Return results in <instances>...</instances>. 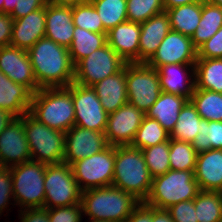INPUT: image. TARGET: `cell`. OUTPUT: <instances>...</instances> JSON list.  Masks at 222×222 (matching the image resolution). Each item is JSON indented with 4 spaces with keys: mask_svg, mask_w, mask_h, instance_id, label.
Here are the masks:
<instances>
[{
    "mask_svg": "<svg viewBox=\"0 0 222 222\" xmlns=\"http://www.w3.org/2000/svg\"><path fill=\"white\" fill-rule=\"evenodd\" d=\"M145 114L127 103L108 114L105 137L108 145H131Z\"/></svg>",
    "mask_w": 222,
    "mask_h": 222,
    "instance_id": "5bb4252c",
    "label": "cell"
},
{
    "mask_svg": "<svg viewBox=\"0 0 222 222\" xmlns=\"http://www.w3.org/2000/svg\"><path fill=\"white\" fill-rule=\"evenodd\" d=\"M16 0H4L3 13L11 14L15 9Z\"/></svg>",
    "mask_w": 222,
    "mask_h": 222,
    "instance_id": "f5cc1de1",
    "label": "cell"
},
{
    "mask_svg": "<svg viewBox=\"0 0 222 222\" xmlns=\"http://www.w3.org/2000/svg\"><path fill=\"white\" fill-rule=\"evenodd\" d=\"M96 9L108 32L120 23L127 21V0H89Z\"/></svg>",
    "mask_w": 222,
    "mask_h": 222,
    "instance_id": "e575fe53",
    "label": "cell"
},
{
    "mask_svg": "<svg viewBox=\"0 0 222 222\" xmlns=\"http://www.w3.org/2000/svg\"><path fill=\"white\" fill-rule=\"evenodd\" d=\"M197 58H222V27L197 48Z\"/></svg>",
    "mask_w": 222,
    "mask_h": 222,
    "instance_id": "7bdbcfd3",
    "label": "cell"
},
{
    "mask_svg": "<svg viewBox=\"0 0 222 222\" xmlns=\"http://www.w3.org/2000/svg\"><path fill=\"white\" fill-rule=\"evenodd\" d=\"M44 189L43 208L64 207L81 202L82 190L74 178L71 165L67 163L46 164Z\"/></svg>",
    "mask_w": 222,
    "mask_h": 222,
    "instance_id": "ba28073f",
    "label": "cell"
},
{
    "mask_svg": "<svg viewBox=\"0 0 222 222\" xmlns=\"http://www.w3.org/2000/svg\"><path fill=\"white\" fill-rule=\"evenodd\" d=\"M30 160L23 116L15 117L0 134V166L11 167Z\"/></svg>",
    "mask_w": 222,
    "mask_h": 222,
    "instance_id": "2e32d148",
    "label": "cell"
},
{
    "mask_svg": "<svg viewBox=\"0 0 222 222\" xmlns=\"http://www.w3.org/2000/svg\"><path fill=\"white\" fill-rule=\"evenodd\" d=\"M48 0H16L15 9L10 14L13 19L27 16L30 12L43 8Z\"/></svg>",
    "mask_w": 222,
    "mask_h": 222,
    "instance_id": "f6af8a7d",
    "label": "cell"
},
{
    "mask_svg": "<svg viewBox=\"0 0 222 222\" xmlns=\"http://www.w3.org/2000/svg\"><path fill=\"white\" fill-rule=\"evenodd\" d=\"M194 171L170 169L165 174L154 177L145 203L158 209H168L181 201L193 200L200 191Z\"/></svg>",
    "mask_w": 222,
    "mask_h": 222,
    "instance_id": "5b68a950",
    "label": "cell"
},
{
    "mask_svg": "<svg viewBox=\"0 0 222 222\" xmlns=\"http://www.w3.org/2000/svg\"><path fill=\"white\" fill-rule=\"evenodd\" d=\"M72 15L76 27L96 33H107L100 16L90 1L72 4Z\"/></svg>",
    "mask_w": 222,
    "mask_h": 222,
    "instance_id": "f35d334b",
    "label": "cell"
},
{
    "mask_svg": "<svg viewBox=\"0 0 222 222\" xmlns=\"http://www.w3.org/2000/svg\"><path fill=\"white\" fill-rule=\"evenodd\" d=\"M169 139L170 134L162 127V125L157 120L145 115L131 146L144 149L161 144Z\"/></svg>",
    "mask_w": 222,
    "mask_h": 222,
    "instance_id": "836d02e7",
    "label": "cell"
},
{
    "mask_svg": "<svg viewBox=\"0 0 222 222\" xmlns=\"http://www.w3.org/2000/svg\"><path fill=\"white\" fill-rule=\"evenodd\" d=\"M45 6L27 16L14 19L10 45L28 51L40 38L45 37Z\"/></svg>",
    "mask_w": 222,
    "mask_h": 222,
    "instance_id": "44dd1931",
    "label": "cell"
},
{
    "mask_svg": "<svg viewBox=\"0 0 222 222\" xmlns=\"http://www.w3.org/2000/svg\"><path fill=\"white\" fill-rule=\"evenodd\" d=\"M194 175L201 191L222 192V150L198 153Z\"/></svg>",
    "mask_w": 222,
    "mask_h": 222,
    "instance_id": "603a6c76",
    "label": "cell"
},
{
    "mask_svg": "<svg viewBox=\"0 0 222 222\" xmlns=\"http://www.w3.org/2000/svg\"><path fill=\"white\" fill-rule=\"evenodd\" d=\"M191 102L198 114L207 121H222V93L194 89Z\"/></svg>",
    "mask_w": 222,
    "mask_h": 222,
    "instance_id": "1f68e13d",
    "label": "cell"
},
{
    "mask_svg": "<svg viewBox=\"0 0 222 222\" xmlns=\"http://www.w3.org/2000/svg\"><path fill=\"white\" fill-rule=\"evenodd\" d=\"M29 113L49 128L67 132L75 125L72 83L68 87L37 90L32 94Z\"/></svg>",
    "mask_w": 222,
    "mask_h": 222,
    "instance_id": "7a4b0ae2",
    "label": "cell"
},
{
    "mask_svg": "<svg viewBox=\"0 0 222 222\" xmlns=\"http://www.w3.org/2000/svg\"><path fill=\"white\" fill-rule=\"evenodd\" d=\"M139 63H147L157 51L161 41L171 30L166 11L150 17L140 24Z\"/></svg>",
    "mask_w": 222,
    "mask_h": 222,
    "instance_id": "7402d4cb",
    "label": "cell"
},
{
    "mask_svg": "<svg viewBox=\"0 0 222 222\" xmlns=\"http://www.w3.org/2000/svg\"><path fill=\"white\" fill-rule=\"evenodd\" d=\"M31 99L32 93L25 86L13 82L0 70V109L21 117L29 112Z\"/></svg>",
    "mask_w": 222,
    "mask_h": 222,
    "instance_id": "d4e9b609",
    "label": "cell"
},
{
    "mask_svg": "<svg viewBox=\"0 0 222 222\" xmlns=\"http://www.w3.org/2000/svg\"><path fill=\"white\" fill-rule=\"evenodd\" d=\"M152 222H174L167 209L152 207Z\"/></svg>",
    "mask_w": 222,
    "mask_h": 222,
    "instance_id": "681fc988",
    "label": "cell"
},
{
    "mask_svg": "<svg viewBox=\"0 0 222 222\" xmlns=\"http://www.w3.org/2000/svg\"><path fill=\"white\" fill-rule=\"evenodd\" d=\"M75 125L81 128L105 132L108 113L92 87L72 83Z\"/></svg>",
    "mask_w": 222,
    "mask_h": 222,
    "instance_id": "7c38bea8",
    "label": "cell"
},
{
    "mask_svg": "<svg viewBox=\"0 0 222 222\" xmlns=\"http://www.w3.org/2000/svg\"><path fill=\"white\" fill-rule=\"evenodd\" d=\"M141 150L146 166L153 178L163 175L171 169L169 161L170 139Z\"/></svg>",
    "mask_w": 222,
    "mask_h": 222,
    "instance_id": "74e56055",
    "label": "cell"
},
{
    "mask_svg": "<svg viewBox=\"0 0 222 222\" xmlns=\"http://www.w3.org/2000/svg\"><path fill=\"white\" fill-rule=\"evenodd\" d=\"M198 153L191 142L170 139L169 161L171 170H195Z\"/></svg>",
    "mask_w": 222,
    "mask_h": 222,
    "instance_id": "8d00e7d4",
    "label": "cell"
},
{
    "mask_svg": "<svg viewBox=\"0 0 222 222\" xmlns=\"http://www.w3.org/2000/svg\"><path fill=\"white\" fill-rule=\"evenodd\" d=\"M157 73L161 92L191 99L195 89V64H166L160 66Z\"/></svg>",
    "mask_w": 222,
    "mask_h": 222,
    "instance_id": "d6986e66",
    "label": "cell"
},
{
    "mask_svg": "<svg viewBox=\"0 0 222 222\" xmlns=\"http://www.w3.org/2000/svg\"><path fill=\"white\" fill-rule=\"evenodd\" d=\"M0 70L13 82L25 86L32 94L40 89L25 49L12 45L0 48Z\"/></svg>",
    "mask_w": 222,
    "mask_h": 222,
    "instance_id": "e0dca14e",
    "label": "cell"
},
{
    "mask_svg": "<svg viewBox=\"0 0 222 222\" xmlns=\"http://www.w3.org/2000/svg\"><path fill=\"white\" fill-rule=\"evenodd\" d=\"M174 222H198L195 213L194 199L181 201L167 209Z\"/></svg>",
    "mask_w": 222,
    "mask_h": 222,
    "instance_id": "b9f144b4",
    "label": "cell"
},
{
    "mask_svg": "<svg viewBox=\"0 0 222 222\" xmlns=\"http://www.w3.org/2000/svg\"><path fill=\"white\" fill-rule=\"evenodd\" d=\"M92 88L108 114L127 104L126 65L116 74L110 75L93 85Z\"/></svg>",
    "mask_w": 222,
    "mask_h": 222,
    "instance_id": "cb8c5ba5",
    "label": "cell"
},
{
    "mask_svg": "<svg viewBox=\"0 0 222 222\" xmlns=\"http://www.w3.org/2000/svg\"><path fill=\"white\" fill-rule=\"evenodd\" d=\"M15 118L6 110L0 109V134L8 126V124Z\"/></svg>",
    "mask_w": 222,
    "mask_h": 222,
    "instance_id": "816d5d0a",
    "label": "cell"
},
{
    "mask_svg": "<svg viewBox=\"0 0 222 222\" xmlns=\"http://www.w3.org/2000/svg\"><path fill=\"white\" fill-rule=\"evenodd\" d=\"M125 222H152V206L140 202Z\"/></svg>",
    "mask_w": 222,
    "mask_h": 222,
    "instance_id": "c3c4849f",
    "label": "cell"
},
{
    "mask_svg": "<svg viewBox=\"0 0 222 222\" xmlns=\"http://www.w3.org/2000/svg\"><path fill=\"white\" fill-rule=\"evenodd\" d=\"M4 0H0V13H3Z\"/></svg>",
    "mask_w": 222,
    "mask_h": 222,
    "instance_id": "9f6ffc18",
    "label": "cell"
},
{
    "mask_svg": "<svg viewBox=\"0 0 222 222\" xmlns=\"http://www.w3.org/2000/svg\"><path fill=\"white\" fill-rule=\"evenodd\" d=\"M127 63L106 43L75 65L74 82L92 87L122 70Z\"/></svg>",
    "mask_w": 222,
    "mask_h": 222,
    "instance_id": "8fae6325",
    "label": "cell"
},
{
    "mask_svg": "<svg viewBox=\"0 0 222 222\" xmlns=\"http://www.w3.org/2000/svg\"><path fill=\"white\" fill-rule=\"evenodd\" d=\"M90 222H110V221H104V220H93V219H89Z\"/></svg>",
    "mask_w": 222,
    "mask_h": 222,
    "instance_id": "6f0895ef",
    "label": "cell"
},
{
    "mask_svg": "<svg viewBox=\"0 0 222 222\" xmlns=\"http://www.w3.org/2000/svg\"><path fill=\"white\" fill-rule=\"evenodd\" d=\"M13 21L10 14L0 13V48L10 45Z\"/></svg>",
    "mask_w": 222,
    "mask_h": 222,
    "instance_id": "bcb514c9",
    "label": "cell"
},
{
    "mask_svg": "<svg viewBox=\"0 0 222 222\" xmlns=\"http://www.w3.org/2000/svg\"><path fill=\"white\" fill-rule=\"evenodd\" d=\"M28 54L40 88L68 87L74 82L75 65L68 48L43 37Z\"/></svg>",
    "mask_w": 222,
    "mask_h": 222,
    "instance_id": "6da1fadb",
    "label": "cell"
},
{
    "mask_svg": "<svg viewBox=\"0 0 222 222\" xmlns=\"http://www.w3.org/2000/svg\"><path fill=\"white\" fill-rule=\"evenodd\" d=\"M80 203L88 219L125 222L140 201L128 192L108 186L82 191Z\"/></svg>",
    "mask_w": 222,
    "mask_h": 222,
    "instance_id": "277c9868",
    "label": "cell"
},
{
    "mask_svg": "<svg viewBox=\"0 0 222 222\" xmlns=\"http://www.w3.org/2000/svg\"><path fill=\"white\" fill-rule=\"evenodd\" d=\"M196 60L197 48L191 37L170 30L147 64L158 69L166 64H195Z\"/></svg>",
    "mask_w": 222,
    "mask_h": 222,
    "instance_id": "4fadbf2b",
    "label": "cell"
},
{
    "mask_svg": "<svg viewBox=\"0 0 222 222\" xmlns=\"http://www.w3.org/2000/svg\"><path fill=\"white\" fill-rule=\"evenodd\" d=\"M115 164V146L108 145L99 153L75 161L71 167L79 188L112 186Z\"/></svg>",
    "mask_w": 222,
    "mask_h": 222,
    "instance_id": "30bf717a",
    "label": "cell"
},
{
    "mask_svg": "<svg viewBox=\"0 0 222 222\" xmlns=\"http://www.w3.org/2000/svg\"><path fill=\"white\" fill-rule=\"evenodd\" d=\"M191 143L197 153L211 149L222 150V121L201 119L200 130Z\"/></svg>",
    "mask_w": 222,
    "mask_h": 222,
    "instance_id": "d590c367",
    "label": "cell"
},
{
    "mask_svg": "<svg viewBox=\"0 0 222 222\" xmlns=\"http://www.w3.org/2000/svg\"><path fill=\"white\" fill-rule=\"evenodd\" d=\"M201 116L195 105L188 100L181 109L175 128L170 134V139L193 142L200 130Z\"/></svg>",
    "mask_w": 222,
    "mask_h": 222,
    "instance_id": "4dcf8cb0",
    "label": "cell"
},
{
    "mask_svg": "<svg viewBox=\"0 0 222 222\" xmlns=\"http://www.w3.org/2000/svg\"><path fill=\"white\" fill-rule=\"evenodd\" d=\"M45 37L55 43L69 48L73 41L72 4H56L48 2L45 6Z\"/></svg>",
    "mask_w": 222,
    "mask_h": 222,
    "instance_id": "ac0fdd59",
    "label": "cell"
},
{
    "mask_svg": "<svg viewBox=\"0 0 222 222\" xmlns=\"http://www.w3.org/2000/svg\"><path fill=\"white\" fill-rule=\"evenodd\" d=\"M222 27V7L202 2L200 23L191 37L193 45L198 48L209 40Z\"/></svg>",
    "mask_w": 222,
    "mask_h": 222,
    "instance_id": "f546056e",
    "label": "cell"
},
{
    "mask_svg": "<svg viewBox=\"0 0 222 222\" xmlns=\"http://www.w3.org/2000/svg\"><path fill=\"white\" fill-rule=\"evenodd\" d=\"M194 206L198 222H217L222 217V192L200 190Z\"/></svg>",
    "mask_w": 222,
    "mask_h": 222,
    "instance_id": "d6a6232c",
    "label": "cell"
},
{
    "mask_svg": "<svg viewBox=\"0 0 222 222\" xmlns=\"http://www.w3.org/2000/svg\"><path fill=\"white\" fill-rule=\"evenodd\" d=\"M46 164L33 160L10 167L14 205L20 208H43L45 202Z\"/></svg>",
    "mask_w": 222,
    "mask_h": 222,
    "instance_id": "52a82bcc",
    "label": "cell"
},
{
    "mask_svg": "<svg viewBox=\"0 0 222 222\" xmlns=\"http://www.w3.org/2000/svg\"><path fill=\"white\" fill-rule=\"evenodd\" d=\"M140 33V23L125 21L107 32V43L126 63H139Z\"/></svg>",
    "mask_w": 222,
    "mask_h": 222,
    "instance_id": "ffe728a7",
    "label": "cell"
},
{
    "mask_svg": "<svg viewBox=\"0 0 222 222\" xmlns=\"http://www.w3.org/2000/svg\"><path fill=\"white\" fill-rule=\"evenodd\" d=\"M204 1L222 7V0H204Z\"/></svg>",
    "mask_w": 222,
    "mask_h": 222,
    "instance_id": "11a10c76",
    "label": "cell"
},
{
    "mask_svg": "<svg viewBox=\"0 0 222 222\" xmlns=\"http://www.w3.org/2000/svg\"><path fill=\"white\" fill-rule=\"evenodd\" d=\"M20 222H49L48 209L46 208H27L19 210Z\"/></svg>",
    "mask_w": 222,
    "mask_h": 222,
    "instance_id": "7dc6e473",
    "label": "cell"
},
{
    "mask_svg": "<svg viewBox=\"0 0 222 222\" xmlns=\"http://www.w3.org/2000/svg\"><path fill=\"white\" fill-rule=\"evenodd\" d=\"M106 34L91 32L75 26L73 41L68 48L73 64L76 65L93 51L104 46L107 43Z\"/></svg>",
    "mask_w": 222,
    "mask_h": 222,
    "instance_id": "f1b7e54d",
    "label": "cell"
},
{
    "mask_svg": "<svg viewBox=\"0 0 222 222\" xmlns=\"http://www.w3.org/2000/svg\"><path fill=\"white\" fill-rule=\"evenodd\" d=\"M81 203L48 209L49 222H82Z\"/></svg>",
    "mask_w": 222,
    "mask_h": 222,
    "instance_id": "60d3db41",
    "label": "cell"
},
{
    "mask_svg": "<svg viewBox=\"0 0 222 222\" xmlns=\"http://www.w3.org/2000/svg\"><path fill=\"white\" fill-rule=\"evenodd\" d=\"M127 21L143 23L165 11L163 0H127Z\"/></svg>",
    "mask_w": 222,
    "mask_h": 222,
    "instance_id": "ab89813d",
    "label": "cell"
},
{
    "mask_svg": "<svg viewBox=\"0 0 222 222\" xmlns=\"http://www.w3.org/2000/svg\"><path fill=\"white\" fill-rule=\"evenodd\" d=\"M108 146L104 132L81 128L74 125L65 132L63 162L72 165L75 161L99 153Z\"/></svg>",
    "mask_w": 222,
    "mask_h": 222,
    "instance_id": "9a60e30c",
    "label": "cell"
},
{
    "mask_svg": "<svg viewBox=\"0 0 222 222\" xmlns=\"http://www.w3.org/2000/svg\"><path fill=\"white\" fill-rule=\"evenodd\" d=\"M171 30L192 37L200 23L202 2L181 5L166 10Z\"/></svg>",
    "mask_w": 222,
    "mask_h": 222,
    "instance_id": "4316f807",
    "label": "cell"
},
{
    "mask_svg": "<svg viewBox=\"0 0 222 222\" xmlns=\"http://www.w3.org/2000/svg\"><path fill=\"white\" fill-rule=\"evenodd\" d=\"M13 199L12 175L10 167L0 166V216L9 205V199Z\"/></svg>",
    "mask_w": 222,
    "mask_h": 222,
    "instance_id": "ee69618b",
    "label": "cell"
},
{
    "mask_svg": "<svg viewBox=\"0 0 222 222\" xmlns=\"http://www.w3.org/2000/svg\"><path fill=\"white\" fill-rule=\"evenodd\" d=\"M195 89L222 93V58H197Z\"/></svg>",
    "mask_w": 222,
    "mask_h": 222,
    "instance_id": "83f0119b",
    "label": "cell"
},
{
    "mask_svg": "<svg viewBox=\"0 0 222 222\" xmlns=\"http://www.w3.org/2000/svg\"><path fill=\"white\" fill-rule=\"evenodd\" d=\"M151 176L142 150L131 145L115 146V164L112 186L132 194L145 202L151 191Z\"/></svg>",
    "mask_w": 222,
    "mask_h": 222,
    "instance_id": "3957f363",
    "label": "cell"
},
{
    "mask_svg": "<svg viewBox=\"0 0 222 222\" xmlns=\"http://www.w3.org/2000/svg\"><path fill=\"white\" fill-rule=\"evenodd\" d=\"M197 2H204V0H163L165 11L181 5H187Z\"/></svg>",
    "mask_w": 222,
    "mask_h": 222,
    "instance_id": "f907efd6",
    "label": "cell"
},
{
    "mask_svg": "<svg viewBox=\"0 0 222 222\" xmlns=\"http://www.w3.org/2000/svg\"><path fill=\"white\" fill-rule=\"evenodd\" d=\"M188 100V98L180 95L161 92L157 101L145 115L157 120L171 134L175 128L179 113Z\"/></svg>",
    "mask_w": 222,
    "mask_h": 222,
    "instance_id": "484cf974",
    "label": "cell"
},
{
    "mask_svg": "<svg viewBox=\"0 0 222 222\" xmlns=\"http://www.w3.org/2000/svg\"><path fill=\"white\" fill-rule=\"evenodd\" d=\"M89 0H48V2L56 3V4H76V3H83Z\"/></svg>",
    "mask_w": 222,
    "mask_h": 222,
    "instance_id": "db71d44e",
    "label": "cell"
},
{
    "mask_svg": "<svg viewBox=\"0 0 222 222\" xmlns=\"http://www.w3.org/2000/svg\"><path fill=\"white\" fill-rule=\"evenodd\" d=\"M23 122L32 160L44 164L62 163L65 132L49 128L29 112L23 115Z\"/></svg>",
    "mask_w": 222,
    "mask_h": 222,
    "instance_id": "8992f818",
    "label": "cell"
},
{
    "mask_svg": "<svg viewBox=\"0 0 222 222\" xmlns=\"http://www.w3.org/2000/svg\"><path fill=\"white\" fill-rule=\"evenodd\" d=\"M126 88L128 103L146 114L161 93L157 69L147 63H127Z\"/></svg>",
    "mask_w": 222,
    "mask_h": 222,
    "instance_id": "9c48e42d",
    "label": "cell"
}]
</instances>
